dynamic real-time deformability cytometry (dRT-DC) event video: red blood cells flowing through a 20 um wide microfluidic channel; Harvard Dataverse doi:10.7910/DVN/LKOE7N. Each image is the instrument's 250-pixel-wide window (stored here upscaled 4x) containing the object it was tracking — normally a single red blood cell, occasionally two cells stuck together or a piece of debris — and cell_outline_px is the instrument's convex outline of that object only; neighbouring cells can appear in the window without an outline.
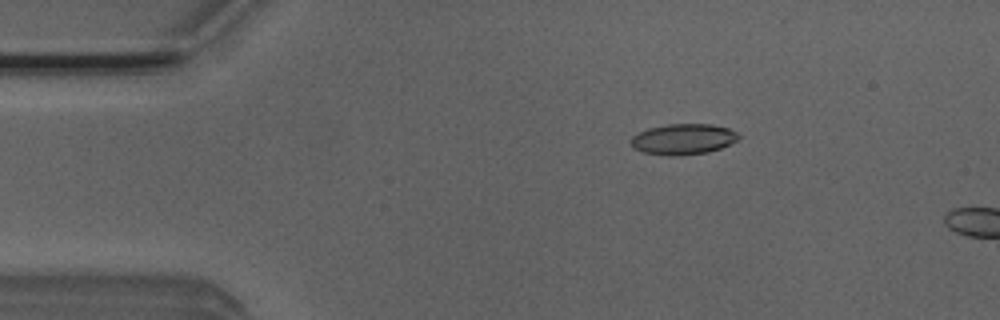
{"species": "Egyptian fruit bat (a non-hibernating species)", "species_latin": "Rousettus aegyptiacus", "temperature_condition": "room temperature", "stored_images_in_passage": 9, "camera_frame_rate_fps": 3000, "um_per_image_px": 0.085, "animal": {"sex": "male"}, "frame": {"image": 1, "passage_image": 6, "time_ms": 1.667, "image_size_px": [1000, 320], "cell_outline_px": [[740, 136], [736, 140], [720, 148], [708, 152], [644, 152], [632, 148], [628, 140], [632, 136], [648, 128], [668, 124], [712, 124], [728, 128], [736, 132]], "centroid_in_image_um": [58.06, 11.76], "position_along_channel_um": 26.9, "area_um2": 18.26}}